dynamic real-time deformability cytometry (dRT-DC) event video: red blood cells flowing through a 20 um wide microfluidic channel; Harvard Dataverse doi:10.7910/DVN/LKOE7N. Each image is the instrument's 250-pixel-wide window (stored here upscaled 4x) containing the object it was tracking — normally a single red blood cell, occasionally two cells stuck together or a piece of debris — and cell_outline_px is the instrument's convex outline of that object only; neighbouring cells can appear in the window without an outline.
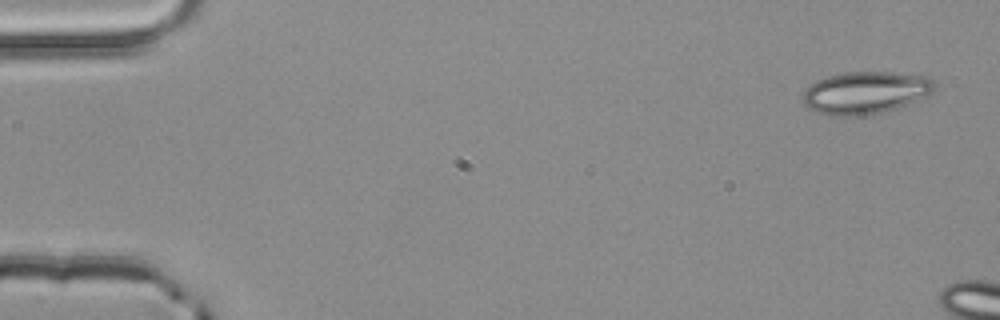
{"species": "common noctule bat (a hibernating species)", "species_latin": "Nyctalus noctula", "temperature_condition": "room temperature", "stored_images_in_passage": 3, "camera_frame_rate_fps": 3000, "um_per_image_px": 0.085, "animal": {"sex": "male", "body_mass_g": 20.4}, "frame": {"image": 1, "passage_image": 1, "time_ms": 0.0, "image_size_px": [1000, 320], "cell_outline_px": [[936, 88], [932, 92], [916, 100], [896, 108], [880, 112], [856, 116], [828, 116], [816, 112], [804, 104], [800, 96], [816, 80], [828, 76], [844, 72], [892, 72], [928, 76], [936, 84]], "centroid_in_image_um": [73.54, 7.87], "position_along_channel_um": 11.5, "area_um2": 32.48}}